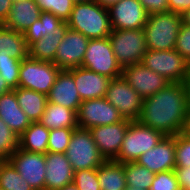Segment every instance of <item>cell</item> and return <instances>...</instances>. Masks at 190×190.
Wrapping results in <instances>:
<instances>
[{
	"label": "cell",
	"mask_w": 190,
	"mask_h": 190,
	"mask_svg": "<svg viewBox=\"0 0 190 190\" xmlns=\"http://www.w3.org/2000/svg\"><path fill=\"white\" fill-rule=\"evenodd\" d=\"M12 2V0H0V24H3L8 18Z\"/></svg>",
	"instance_id": "obj_43"
},
{
	"label": "cell",
	"mask_w": 190,
	"mask_h": 190,
	"mask_svg": "<svg viewBox=\"0 0 190 190\" xmlns=\"http://www.w3.org/2000/svg\"><path fill=\"white\" fill-rule=\"evenodd\" d=\"M186 131L190 134V111H189L188 125Z\"/></svg>",
	"instance_id": "obj_50"
},
{
	"label": "cell",
	"mask_w": 190,
	"mask_h": 190,
	"mask_svg": "<svg viewBox=\"0 0 190 190\" xmlns=\"http://www.w3.org/2000/svg\"><path fill=\"white\" fill-rule=\"evenodd\" d=\"M93 1H95L96 3L101 5L102 7L109 8L113 4L119 2L120 0H93Z\"/></svg>",
	"instance_id": "obj_46"
},
{
	"label": "cell",
	"mask_w": 190,
	"mask_h": 190,
	"mask_svg": "<svg viewBox=\"0 0 190 190\" xmlns=\"http://www.w3.org/2000/svg\"><path fill=\"white\" fill-rule=\"evenodd\" d=\"M182 83L184 84L186 98H187L188 110L190 111V67H189L187 75L184 78Z\"/></svg>",
	"instance_id": "obj_44"
},
{
	"label": "cell",
	"mask_w": 190,
	"mask_h": 190,
	"mask_svg": "<svg viewBox=\"0 0 190 190\" xmlns=\"http://www.w3.org/2000/svg\"><path fill=\"white\" fill-rule=\"evenodd\" d=\"M188 118L184 84L169 83L156 94L143 99L138 121L165 136H175L187 129Z\"/></svg>",
	"instance_id": "obj_1"
},
{
	"label": "cell",
	"mask_w": 190,
	"mask_h": 190,
	"mask_svg": "<svg viewBox=\"0 0 190 190\" xmlns=\"http://www.w3.org/2000/svg\"><path fill=\"white\" fill-rule=\"evenodd\" d=\"M124 171L126 186H131L133 189H150L155 173L148 168L136 162H127L124 163Z\"/></svg>",
	"instance_id": "obj_30"
},
{
	"label": "cell",
	"mask_w": 190,
	"mask_h": 190,
	"mask_svg": "<svg viewBox=\"0 0 190 190\" xmlns=\"http://www.w3.org/2000/svg\"><path fill=\"white\" fill-rule=\"evenodd\" d=\"M39 122L49 130L78 127L77 113L74 110L51 102H47Z\"/></svg>",
	"instance_id": "obj_25"
},
{
	"label": "cell",
	"mask_w": 190,
	"mask_h": 190,
	"mask_svg": "<svg viewBox=\"0 0 190 190\" xmlns=\"http://www.w3.org/2000/svg\"><path fill=\"white\" fill-rule=\"evenodd\" d=\"M41 9L34 0L13 1L8 18L3 25L23 33L41 14Z\"/></svg>",
	"instance_id": "obj_21"
},
{
	"label": "cell",
	"mask_w": 190,
	"mask_h": 190,
	"mask_svg": "<svg viewBox=\"0 0 190 190\" xmlns=\"http://www.w3.org/2000/svg\"><path fill=\"white\" fill-rule=\"evenodd\" d=\"M88 43L89 39L82 33L68 28L57 47L53 63L60 70L81 67Z\"/></svg>",
	"instance_id": "obj_13"
},
{
	"label": "cell",
	"mask_w": 190,
	"mask_h": 190,
	"mask_svg": "<svg viewBox=\"0 0 190 190\" xmlns=\"http://www.w3.org/2000/svg\"><path fill=\"white\" fill-rule=\"evenodd\" d=\"M176 167L190 166V134L185 130L175 135Z\"/></svg>",
	"instance_id": "obj_36"
},
{
	"label": "cell",
	"mask_w": 190,
	"mask_h": 190,
	"mask_svg": "<svg viewBox=\"0 0 190 190\" xmlns=\"http://www.w3.org/2000/svg\"><path fill=\"white\" fill-rule=\"evenodd\" d=\"M74 83L82 101L104 98L110 78L84 67L72 69Z\"/></svg>",
	"instance_id": "obj_18"
},
{
	"label": "cell",
	"mask_w": 190,
	"mask_h": 190,
	"mask_svg": "<svg viewBox=\"0 0 190 190\" xmlns=\"http://www.w3.org/2000/svg\"><path fill=\"white\" fill-rule=\"evenodd\" d=\"M148 15L169 11L168 0H139Z\"/></svg>",
	"instance_id": "obj_40"
},
{
	"label": "cell",
	"mask_w": 190,
	"mask_h": 190,
	"mask_svg": "<svg viewBox=\"0 0 190 190\" xmlns=\"http://www.w3.org/2000/svg\"><path fill=\"white\" fill-rule=\"evenodd\" d=\"M66 156L73 171L97 169L104 161L89 129L77 127L71 136Z\"/></svg>",
	"instance_id": "obj_5"
},
{
	"label": "cell",
	"mask_w": 190,
	"mask_h": 190,
	"mask_svg": "<svg viewBox=\"0 0 190 190\" xmlns=\"http://www.w3.org/2000/svg\"><path fill=\"white\" fill-rule=\"evenodd\" d=\"M129 124L130 121L124 119L121 122L89 129L99 152L105 160H115L118 157Z\"/></svg>",
	"instance_id": "obj_16"
},
{
	"label": "cell",
	"mask_w": 190,
	"mask_h": 190,
	"mask_svg": "<svg viewBox=\"0 0 190 190\" xmlns=\"http://www.w3.org/2000/svg\"><path fill=\"white\" fill-rule=\"evenodd\" d=\"M47 99L48 102L59 104L78 113L82 100L74 83L72 69L60 70Z\"/></svg>",
	"instance_id": "obj_19"
},
{
	"label": "cell",
	"mask_w": 190,
	"mask_h": 190,
	"mask_svg": "<svg viewBox=\"0 0 190 190\" xmlns=\"http://www.w3.org/2000/svg\"><path fill=\"white\" fill-rule=\"evenodd\" d=\"M149 190H181L175 170L156 173Z\"/></svg>",
	"instance_id": "obj_38"
},
{
	"label": "cell",
	"mask_w": 190,
	"mask_h": 190,
	"mask_svg": "<svg viewBox=\"0 0 190 190\" xmlns=\"http://www.w3.org/2000/svg\"><path fill=\"white\" fill-rule=\"evenodd\" d=\"M0 188L4 190H34L8 160L0 162Z\"/></svg>",
	"instance_id": "obj_31"
},
{
	"label": "cell",
	"mask_w": 190,
	"mask_h": 190,
	"mask_svg": "<svg viewBox=\"0 0 190 190\" xmlns=\"http://www.w3.org/2000/svg\"><path fill=\"white\" fill-rule=\"evenodd\" d=\"M21 62L22 60L10 56L0 58V74L12 90L18 88Z\"/></svg>",
	"instance_id": "obj_35"
},
{
	"label": "cell",
	"mask_w": 190,
	"mask_h": 190,
	"mask_svg": "<svg viewBox=\"0 0 190 190\" xmlns=\"http://www.w3.org/2000/svg\"><path fill=\"white\" fill-rule=\"evenodd\" d=\"M125 190H145V189H133L131 186H127V188Z\"/></svg>",
	"instance_id": "obj_51"
},
{
	"label": "cell",
	"mask_w": 190,
	"mask_h": 190,
	"mask_svg": "<svg viewBox=\"0 0 190 190\" xmlns=\"http://www.w3.org/2000/svg\"><path fill=\"white\" fill-rule=\"evenodd\" d=\"M98 180L101 190H125L127 186L124 163L105 160L98 167Z\"/></svg>",
	"instance_id": "obj_28"
},
{
	"label": "cell",
	"mask_w": 190,
	"mask_h": 190,
	"mask_svg": "<svg viewBox=\"0 0 190 190\" xmlns=\"http://www.w3.org/2000/svg\"><path fill=\"white\" fill-rule=\"evenodd\" d=\"M119 111L105 98L84 100L77 113L78 127L91 129L123 121Z\"/></svg>",
	"instance_id": "obj_11"
},
{
	"label": "cell",
	"mask_w": 190,
	"mask_h": 190,
	"mask_svg": "<svg viewBox=\"0 0 190 190\" xmlns=\"http://www.w3.org/2000/svg\"><path fill=\"white\" fill-rule=\"evenodd\" d=\"M174 49L190 64V26L181 24Z\"/></svg>",
	"instance_id": "obj_39"
},
{
	"label": "cell",
	"mask_w": 190,
	"mask_h": 190,
	"mask_svg": "<svg viewBox=\"0 0 190 190\" xmlns=\"http://www.w3.org/2000/svg\"><path fill=\"white\" fill-rule=\"evenodd\" d=\"M129 121H138L143 98L121 76L110 80L105 97Z\"/></svg>",
	"instance_id": "obj_10"
},
{
	"label": "cell",
	"mask_w": 190,
	"mask_h": 190,
	"mask_svg": "<svg viewBox=\"0 0 190 190\" xmlns=\"http://www.w3.org/2000/svg\"><path fill=\"white\" fill-rule=\"evenodd\" d=\"M68 25L50 12H41L40 17L24 32L25 41L29 48L34 42L51 34L66 33Z\"/></svg>",
	"instance_id": "obj_23"
},
{
	"label": "cell",
	"mask_w": 190,
	"mask_h": 190,
	"mask_svg": "<svg viewBox=\"0 0 190 190\" xmlns=\"http://www.w3.org/2000/svg\"><path fill=\"white\" fill-rule=\"evenodd\" d=\"M19 136L0 118V160H8L18 149Z\"/></svg>",
	"instance_id": "obj_32"
},
{
	"label": "cell",
	"mask_w": 190,
	"mask_h": 190,
	"mask_svg": "<svg viewBox=\"0 0 190 190\" xmlns=\"http://www.w3.org/2000/svg\"><path fill=\"white\" fill-rule=\"evenodd\" d=\"M175 173L181 190H190V166L175 167Z\"/></svg>",
	"instance_id": "obj_41"
},
{
	"label": "cell",
	"mask_w": 190,
	"mask_h": 190,
	"mask_svg": "<svg viewBox=\"0 0 190 190\" xmlns=\"http://www.w3.org/2000/svg\"><path fill=\"white\" fill-rule=\"evenodd\" d=\"M42 12H50L62 21L67 22L73 8L72 0H34Z\"/></svg>",
	"instance_id": "obj_33"
},
{
	"label": "cell",
	"mask_w": 190,
	"mask_h": 190,
	"mask_svg": "<svg viewBox=\"0 0 190 190\" xmlns=\"http://www.w3.org/2000/svg\"><path fill=\"white\" fill-rule=\"evenodd\" d=\"M72 1H73V3L75 4V3L91 2V1H93V0H72Z\"/></svg>",
	"instance_id": "obj_49"
},
{
	"label": "cell",
	"mask_w": 190,
	"mask_h": 190,
	"mask_svg": "<svg viewBox=\"0 0 190 190\" xmlns=\"http://www.w3.org/2000/svg\"><path fill=\"white\" fill-rule=\"evenodd\" d=\"M12 89L7 85L4 78H2L0 74V96L3 95L6 92L11 91Z\"/></svg>",
	"instance_id": "obj_45"
},
{
	"label": "cell",
	"mask_w": 190,
	"mask_h": 190,
	"mask_svg": "<svg viewBox=\"0 0 190 190\" xmlns=\"http://www.w3.org/2000/svg\"><path fill=\"white\" fill-rule=\"evenodd\" d=\"M122 77L143 99L156 94L171 83L164 76L148 69L142 63L122 68Z\"/></svg>",
	"instance_id": "obj_14"
},
{
	"label": "cell",
	"mask_w": 190,
	"mask_h": 190,
	"mask_svg": "<svg viewBox=\"0 0 190 190\" xmlns=\"http://www.w3.org/2000/svg\"><path fill=\"white\" fill-rule=\"evenodd\" d=\"M0 118L3 119L18 136L32 123L20 108L14 90L0 96Z\"/></svg>",
	"instance_id": "obj_22"
},
{
	"label": "cell",
	"mask_w": 190,
	"mask_h": 190,
	"mask_svg": "<svg viewBox=\"0 0 190 190\" xmlns=\"http://www.w3.org/2000/svg\"><path fill=\"white\" fill-rule=\"evenodd\" d=\"M169 12L182 14L190 9V0H168Z\"/></svg>",
	"instance_id": "obj_42"
},
{
	"label": "cell",
	"mask_w": 190,
	"mask_h": 190,
	"mask_svg": "<svg viewBox=\"0 0 190 190\" xmlns=\"http://www.w3.org/2000/svg\"><path fill=\"white\" fill-rule=\"evenodd\" d=\"M17 102L31 122H39L48 102L47 95L27 88L13 89Z\"/></svg>",
	"instance_id": "obj_26"
},
{
	"label": "cell",
	"mask_w": 190,
	"mask_h": 190,
	"mask_svg": "<svg viewBox=\"0 0 190 190\" xmlns=\"http://www.w3.org/2000/svg\"><path fill=\"white\" fill-rule=\"evenodd\" d=\"M65 33H51L34 42L29 48V57L34 60L53 62L57 47Z\"/></svg>",
	"instance_id": "obj_29"
},
{
	"label": "cell",
	"mask_w": 190,
	"mask_h": 190,
	"mask_svg": "<svg viewBox=\"0 0 190 190\" xmlns=\"http://www.w3.org/2000/svg\"><path fill=\"white\" fill-rule=\"evenodd\" d=\"M60 190H78L77 186L72 182L67 185H65L63 188Z\"/></svg>",
	"instance_id": "obj_48"
},
{
	"label": "cell",
	"mask_w": 190,
	"mask_h": 190,
	"mask_svg": "<svg viewBox=\"0 0 190 190\" xmlns=\"http://www.w3.org/2000/svg\"><path fill=\"white\" fill-rule=\"evenodd\" d=\"M108 38L116 60L122 68L142 62L147 50L143 29H112Z\"/></svg>",
	"instance_id": "obj_6"
},
{
	"label": "cell",
	"mask_w": 190,
	"mask_h": 190,
	"mask_svg": "<svg viewBox=\"0 0 190 190\" xmlns=\"http://www.w3.org/2000/svg\"><path fill=\"white\" fill-rule=\"evenodd\" d=\"M8 161L34 190H45V154L18 148Z\"/></svg>",
	"instance_id": "obj_12"
},
{
	"label": "cell",
	"mask_w": 190,
	"mask_h": 190,
	"mask_svg": "<svg viewBox=\"0 0 190 190\" xmlns=\"http://www.w3.org/2000/svg\"><path fill=\"white\" fill-rule=\"evenodd\" d=\"M68 28L90 39L109 37L112 32L108 8L95 1L75 3L67 20Z\"/></svg>",
	"instance_id": "obj_2"
},
{
	"label": "cell",
	"mask_w": 190,
	"mask_h": 190,
	"mask_svg": "<svg viewBox=\"0 0 190 190\" xmlns=\"http://www.w3.org/2000/svg\"><path fill=\"white\" fill-rule=\"evenodd\" d=\"M182 24V16L175 12L148 15L143 27L146 46L150 50H173Z\"/></svg>",
	"instance_id": "obj_3"
},
{
	"label": "cell",
	"mask_w": 190,
	"mask_h": 190,
	"mask_svg": "<svg viewBox=\"0 0 190 190\" xmlns=\"http://www.w3.org/2000/svg\"><path fill=\"white\" fill-rule=\"evenodd\" d=\"M81 67L105 75L110 79L122 75V67L116 60L108 37L89 40Z\"/></svg>",
	"instance_id": "obj_9"
},
{
	"label": "cell",
	"mask_w": 190,
	"mask_h": 190,
	"mask_svg": "<svg viewBox=\"0 0 190 190\" xmlns=\"http://www.w3.org/2000/svg\"><path fill=\"white\" fill-rule=\"evenodd\" d=\"M141 63L155 73L164 76L171 83H182L190 67V64L175 49H147Z\"/></svg>",
	"instance_id": "obj_7"
},
{
	"label": "cell",
	"mask_w": 190,
	"mask_h": 190,
	"mask_svg": "<svg viewBox=\"0 0 190 190\" xmlns=\"http://www.w3.org/2000/svg\"><path fill=\"white\" fill-rule=\"evenodd\" d=\"M182 24L190 26V9L185 10L182 14Z\"/></svg>",
	"instance_id": "obj_47"
},
{
	"label": "cell",
	"mask_w": 190,
	"mask_h": 190,
	"mask_svg": "<svg viewBox=\"0 0 190 190\" xmlns=\"http://www.w3.org/2000/svg\"><path fill=\"white\" fill-rule=\"evenodd\" d=\"M111 27L115 30L143 29L148 13L139 0H120L108 8Z\"/></svg>",
	"instance_id": "obj_15"
},
{
	"label": "cell",
	"mask_w": 190,
	"mask_h": 190,
	"mask_svg": "<svg viewBox=\"0 0 190 190\" xmlns=\"http://www.w3.org/2000/svg\"><path fill=\"white\" fill-rule=\"evenodd\" d=\"M59 72L53 62L34 60L28 56L20 65L18 87L48 95Z\"/></svg>",
	"instance_id": "obj_8"
},
{
	"label": "cell",
	"mask_w": 190,
	"mask_h": 190,
	"mask_svg": "<svg viewBox=\"0 0 190 190\" xmlns=\"http://www.w3.org/2000/svg\"><path fill=\"white\" fill-rule=\"evenodd\" d=\"M45 190H60L73 182L74 171L65 153L47 152Z\"/></svg>",
	"instance_id": "obj_20"
},
{
	"label": "cell",
	"mask_w": 190,
	"mask_h": 190,
	"mask_svg": "<svg viewBox=\"0 0 190 190\" xmlns=\"http://www.w3.org/2000/svg\"><path fill=\"white\" fill-rule=\"evenodd\" d=\"M165 135L153 128L130 121L115 161L120 163L136 162L145 152L155 147Z\"/></svg>",
	"instance_id": "obj_4"
},
{
	"label": "cell",
	"mask_w": 190,
	"mask_h": 190,
	"mask_svg": "<svg viewBox=\"0 0 190 190\" xmlns=\"http://www.w3.org/2000/svg\"><path fill=\"white\" fill-rule=\"evenodd\" d=\"M136 163L155 174L175 170V136H164L155 147L143 153Z\"/></svg>",
	"instance_id": "obj_17"
},
{
	"label": "cell",
	"mask_w": 190,
	"mask_h": 190,
	"mask_svg": "<svg viewBox=\"0 0 190 190\" xmlns=\"http://www.w3.org/2000/svg\"><path fill=\"white\" fill-rule=\"evenodd\" d=\"M74 129L75 128H58L49 130L47 152L66 153Z\"/></svg>",
	"instance_id": "obj_34"
},
{
	"label": "cell",
	"mask_w": 190,
	"mask_h": 190,
	"mask_svg": "<svg viewBox=\"0 0 190 190\" xmlns=\"http://www.w3.org/2000/svg\"><path fill=\"white\" fill-rule=\"evenodd\" d=\"M23 60L29 56L24 34L0 24V58Z\"/></svg>",
	"instance_id": "obj_24"
},
{
	"label": "cell",
	"mask_w": 190,
	"mask_h": 190,
	"mask_svg": "<svg viewBox=\"0 0 190 190\" xmlns=\"http://www.w3.org/2000/svg\"><path fill=\"white\" fill-rule=\"evenodd\" d=\"M49 129L40 122L31 125L19 136L18 148L35 153L46 154L48 151Z\"/></svg>",
	"instance_id": "obj_27"
},
{
	"label": "cell",
	"mask_w": 190,
	"mask_h": 190,
	"mask_svg": "<svg viewBox=\"0 0 190 190\" xmlns=\"http://www.w3.org/2000/svg\"><path fill=\"white\" fill-rule=\"evenodd\" d=\"M73 183L78 190H101L97 169H82L74 172Z\"/></svg>",
	"instance_id": "obj_37"
}]
</instances>
